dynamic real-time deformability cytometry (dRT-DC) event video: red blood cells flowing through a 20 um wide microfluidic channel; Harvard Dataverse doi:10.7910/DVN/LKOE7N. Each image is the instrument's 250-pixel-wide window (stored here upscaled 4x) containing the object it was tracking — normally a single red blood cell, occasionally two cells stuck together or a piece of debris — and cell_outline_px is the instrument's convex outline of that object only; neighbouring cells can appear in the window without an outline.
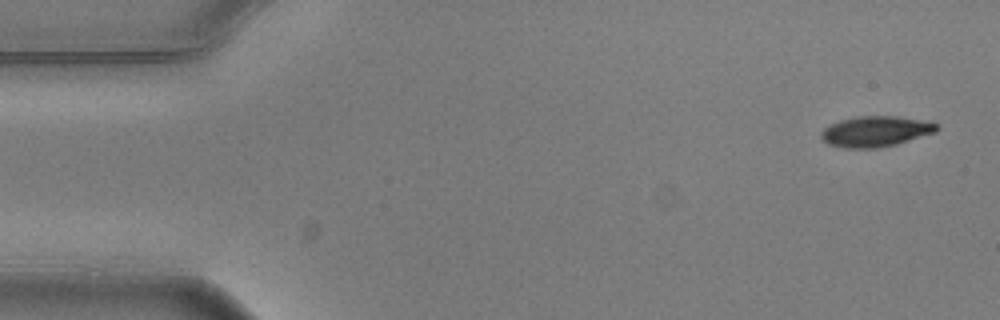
{"species": "common noctule bat (a hibernating species)", "species_latin": "Nyctalus noctula", "temperature_condition": "warm", "stored_images_in_passage": 4, "camera_frame_rate_fps": 3000, "um_per_image_px": 0.085, "animal": {"sex": "male", "body_mass_g": 20.5, "forearm_length_mm": 52.5}, "frame": {"image": 1, "passage_image": 1, "time_ms": 0.0, "image_size_px": [1000, 320], "cell_outline_px": [[940, 128], [936, 132], [896, 144], [876, 148], [844, 148], [828, 144], [820, 136], [820, 132], [824, 128], [840, 120], [856, 116], [896, 116], [940, 124]], "centroid_in_image_um": [74.42, 11.17], "position_along_channel_um": 10.6, "area_um2": 20.52}}
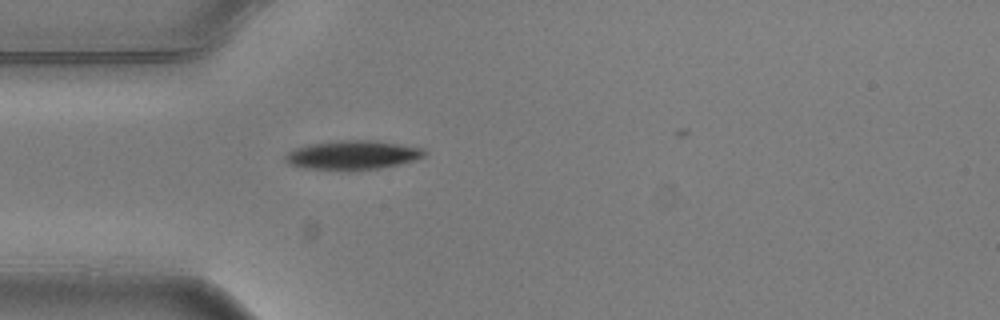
{"frame": {"image": 2, "passage_image": 4, "time_ms": 1.0, "image_size_px": [1000, 320], "cell_outline_px": [[428, 152], [424, 156], [412, 160], [380, 168], [304, 168], [288, 164], [284, 160], [284, 156], [288, 152], [296, 148], [312, 144], [340, 140], [380, 140], [424, 148]], "centroid_in_image_um": [30.0, 13.13], "position_along_channel_um": 55.0, "area_um2": 22.89}}